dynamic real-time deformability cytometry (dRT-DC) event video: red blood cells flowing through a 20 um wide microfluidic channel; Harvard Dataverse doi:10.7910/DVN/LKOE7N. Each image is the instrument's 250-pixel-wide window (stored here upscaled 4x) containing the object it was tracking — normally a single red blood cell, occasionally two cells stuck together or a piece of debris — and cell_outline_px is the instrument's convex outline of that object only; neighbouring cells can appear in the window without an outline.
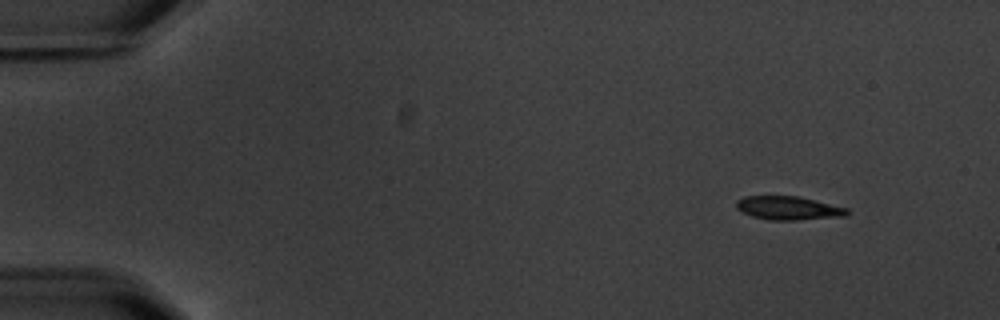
{"species": "common noctule bat (a hibernating species)", "species_latin": "Nyctalus noctula", "temperature_condition": "warm", "stored_images_in_passage": 5, "camera_frame_rate_fps": 3000, "um_per_image_px": 0.085, "animal": {"sex": "male", "body_mass_g": 20.1, "forearm_length_mm": 53.5}, "frame": {"image": 1, "passage_image": 1, "time_ms": 0.0, "image_size_px": [1000, 320], "cell_outline_px": [[848, 212], [844, 216], [796, 220], [768, 220], [752, 216], [736, 208], [736, 200], [744, 196], [796, 196], [848, 208]], "centroid_in_image_um": [66.97, 17.68], "position_along_channel_um": 18.0, "area_um2": 15.03}}
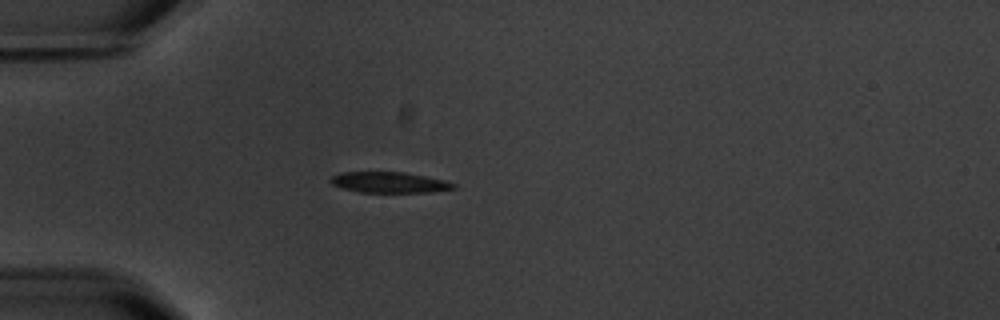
{"frame": {"image": 2, "passage_image": 4, "time_ms": 3.667, "image_size_px": [1000, 320], "cell_outline_px": [[456, 188], [428, 192], [360, 192], [344, 188], [332, 184], [332, 176], [340, 172], [404, 172], [444, 180], [456, 184]], "centroid_in_image_um": [33.11, 15.5], "position_along_channel_um": 51.9, "area_um2": 14.62}}